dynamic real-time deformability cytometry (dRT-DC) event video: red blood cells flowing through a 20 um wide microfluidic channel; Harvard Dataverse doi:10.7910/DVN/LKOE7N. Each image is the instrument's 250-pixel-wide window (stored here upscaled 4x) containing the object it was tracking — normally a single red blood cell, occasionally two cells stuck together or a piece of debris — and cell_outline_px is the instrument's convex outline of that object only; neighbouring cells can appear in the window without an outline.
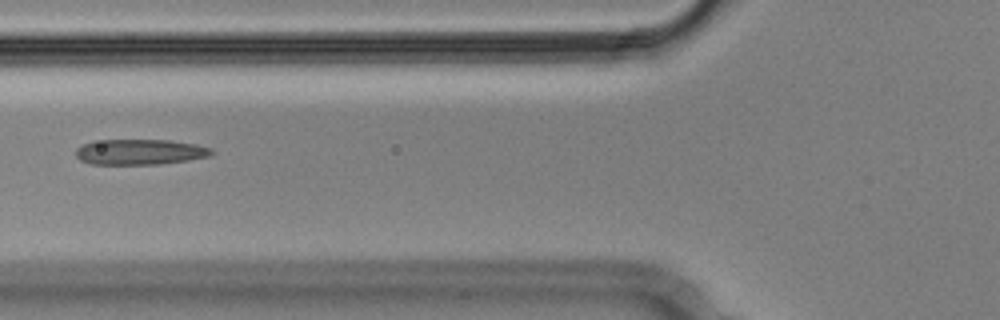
{"species": "Egyptian fruit bat (a non-hibernating species)", "species_latin": "Rousettus aegyptiacus", "temperature_condition": "cold", "stored_images_in_passage": 7, "camera_frame_rate_fps": 3000, "um_per_image_px": 0.085, "animal": {"sex": "male"}, "frame": {"image": 1, "passage_image": 7, "time_ms": 2.0, "image_size_px": [1000, 320], "cell_outline_px": [[216, 152], [212, 156], [188, 160], [160, 164], [92, 164], [80, 160], [76, 156], [76, 148], [92, 140], [168, 140], [196, 144], [212, 148]], "centroid_in_image_um": [11.93, 12.91], "position_along_channel_um": 113.9, "area_um2": 20.35}}